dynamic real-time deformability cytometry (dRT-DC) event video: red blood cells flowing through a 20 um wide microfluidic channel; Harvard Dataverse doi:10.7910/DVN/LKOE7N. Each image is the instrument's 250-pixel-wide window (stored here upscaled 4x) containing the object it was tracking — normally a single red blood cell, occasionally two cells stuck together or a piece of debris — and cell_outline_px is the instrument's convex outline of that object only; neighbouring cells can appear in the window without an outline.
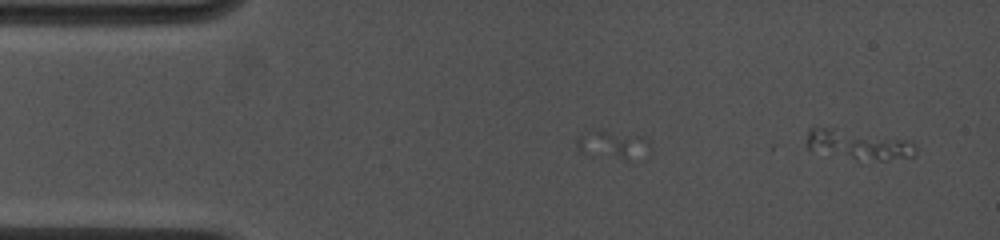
{"species": "common noctule bat (a hibernating species)", "species_latin": "Nyctalus noctula", "temperature_condition": "cold", "stored_images_in_passage": 4, "camera_frame_rate_fps": 4500, "um_per_image_px": 0.085, "animal": {"sex": "female", "body_mass_g": 19.0, "forearm_length_mm": 53.3}, "frame": {"image": 1, "passage_image": 4, "time_ms": 1.778, "image_size_px": [1000, 240], "cell_outline_px": [[916, 156], [884, 160], [856, 160], [808, 148], [804, 144], [808, 128], [832, 128], [912, 140], [916, 148]], "centroid_in_image_um": [72.99, 12.3], "position_along_channel_um": 12.0, "area_um2": 18.79}}